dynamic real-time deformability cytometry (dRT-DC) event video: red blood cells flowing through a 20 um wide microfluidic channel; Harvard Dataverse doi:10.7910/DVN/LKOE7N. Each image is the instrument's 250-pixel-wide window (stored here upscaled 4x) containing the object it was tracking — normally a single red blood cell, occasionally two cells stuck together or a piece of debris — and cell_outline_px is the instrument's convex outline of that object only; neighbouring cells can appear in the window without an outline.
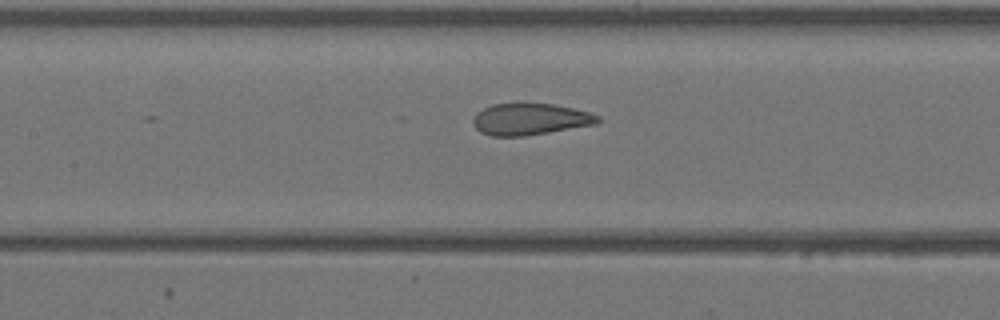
{"species": "Egyptian fruit bat (a non-hibernating species)", "species_latin": "Rousettus aegyptiacus", "temperature_condition": "warm", "stored_images_in_passage": 18, "camera_frame_rate_fps": 3000, "um_per_image_px": 0.085, "animal": {"sex": "female"}, "frame": {"image": 1, "passage_image": 16, "time_ms": 5.0, "image_size_px": [1000, 320], "cell_outline_px": [[600, 120], [596, 124], [524, 136], [492, 136], [480, 132], [472, 124], [472, 120], [476, 112], [492, 104], [552, 104], [572, 108], [588, 112], [600, 116]], "centroid_in_image_um": [45.02, 10.14], "position_along_channel_um": 162.4, "area_um2": 22.77}}